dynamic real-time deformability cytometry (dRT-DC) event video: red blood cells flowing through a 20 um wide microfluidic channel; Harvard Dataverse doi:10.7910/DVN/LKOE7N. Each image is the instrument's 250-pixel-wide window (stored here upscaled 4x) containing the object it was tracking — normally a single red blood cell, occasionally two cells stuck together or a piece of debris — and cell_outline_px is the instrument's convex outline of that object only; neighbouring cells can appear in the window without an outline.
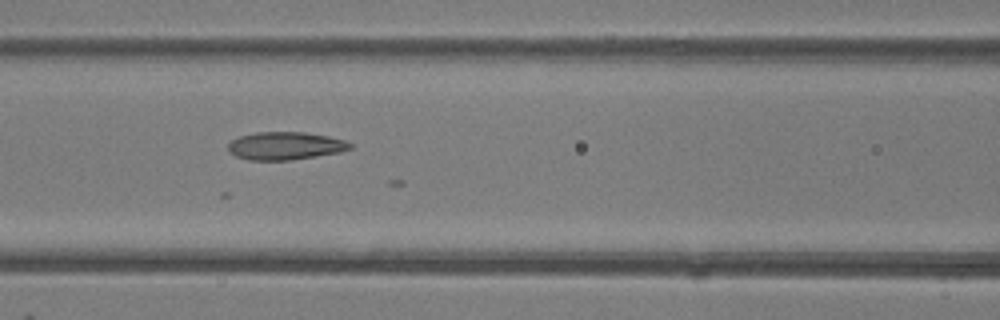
{"species": "common noctule bat (a hibernating species)", "species_latin": "Nyctalus noctula", "temperature_condition": "room temperature", "stored_images_in_passage": 21, "camera_frame_rate_fps": 3000, "um_per_image_px": 0.085, "animal": {"sex": "female"}, "frame": {"image": 1, "passage_image": 6, "time_ms": 1.667, "image_size_px": [1000, 320], "cell_outline_px": [[352, 148], [340, 152], [292, 160], [248, 160], [236, 156], [228, 152], [228, 140], [240, 136], [256, 132], [304, 132], [328, 136], [344, 140], [352, 144]], "centroid_in_image_um": [24.21, 12.39], "position_along_channel_um": 142.4, "area_um2": 19.94}}